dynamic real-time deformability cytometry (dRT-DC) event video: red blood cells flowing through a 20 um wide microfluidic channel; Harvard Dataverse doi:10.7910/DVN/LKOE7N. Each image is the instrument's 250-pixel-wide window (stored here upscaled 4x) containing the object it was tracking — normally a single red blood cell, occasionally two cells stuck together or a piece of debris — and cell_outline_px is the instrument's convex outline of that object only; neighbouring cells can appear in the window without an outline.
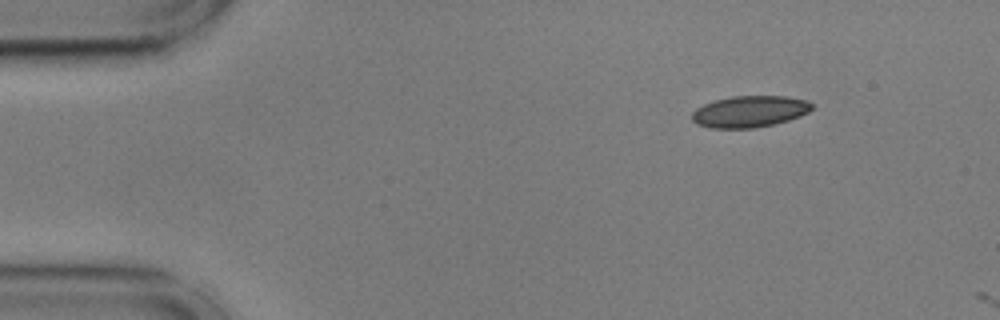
{"species": "common noctule bat (a hibernating species)", "species_latin": "Nyctalus noctula", "temperature_condition": "cold", "stored_images_in_passage": 2, "camera_frame_rate_fps": 3000, "um_per_image_px": 0.085, "animal": {"sex": "male", "body_mass_g": 17.9, "forearm_length_mm": 54.2}, "frame": {"image": 1, "passage_image": 1, "time_ms": 0.0, "image_size_px": [1000, 320], "cell_outline_px": [[816, 104], [808, 112], [800, 116], [788, 120], [756, 128], [708, 128], [696, 124], [692, 120], [692, 112], [696, 108], [704, 104], [716, 100], [732, 96], [784, 96], [808, 100]], "centroid_in_image_um": [63.73, 9.48], "position_along_channel_um": 21.3, "area_um2": 22.14}}